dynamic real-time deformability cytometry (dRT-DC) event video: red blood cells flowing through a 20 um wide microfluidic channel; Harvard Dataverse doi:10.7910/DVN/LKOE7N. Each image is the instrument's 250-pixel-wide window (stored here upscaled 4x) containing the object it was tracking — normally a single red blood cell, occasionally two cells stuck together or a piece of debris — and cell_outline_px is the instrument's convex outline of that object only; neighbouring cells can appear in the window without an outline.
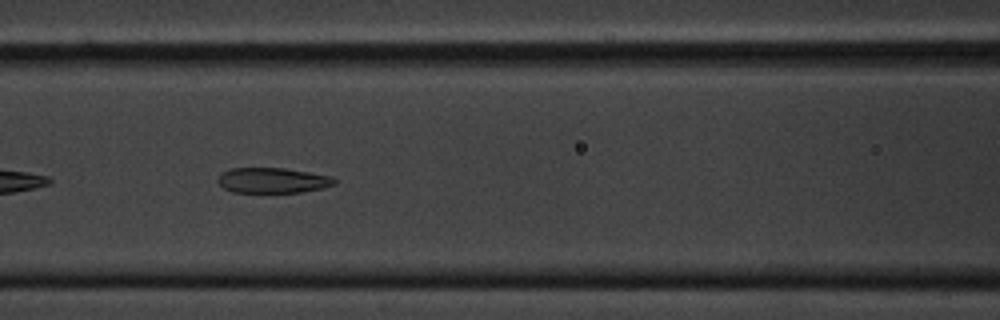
{"species": "common noctule bat (a hibernating species)", "species_latin": "Nyctalus noctula", "temperature_condition": "cold", "stored_images_in_passage": 23, "segment_of_instrument_passage": [1, 2], "camera_frame_rate_fps": 3000, "um_per_image_px": 0.085, "animal": {"sex": "male", "body_mass_g": 20.1, "forearm_length_mm": 53.5}, "frame": {"image": 1, "passage_image": 7, "time_ms": 2.0, "image_size_px": [1000, 320], "cell_outline_px": [[336, 184], [324, 188], [300, 192], [232, 192], [224, 188], [216, 180], [216, 176], [220, 172], [228, 168], [284, 168], [332, 176], [336, 180]], "centroid_in_image_um": [23.14, 15.32], "position_along_channel_um": 143.5, "area_um2": 17.4}}
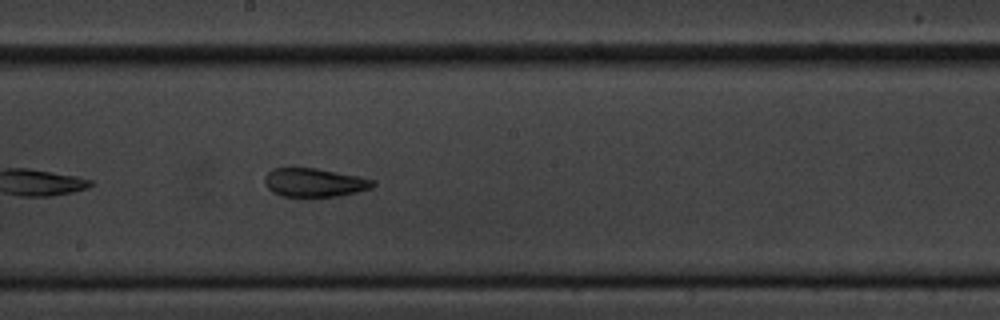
{"frame": {"image": 2, "passage_image": 14, "time_ms": 4.333, "image_size_px": [1000, 320], "cell_outline_px": [[376, 184], [372, 188], [340, 196], [284, 196], [272, 192], [264, 184], [264, 176], [272, 168], [316, 168], [360, 176], [372, 180]], "centroid_in_image_um": [26.71, 15.51], "position_along_channel_um": 221.5, "area_um2": 18.03}}
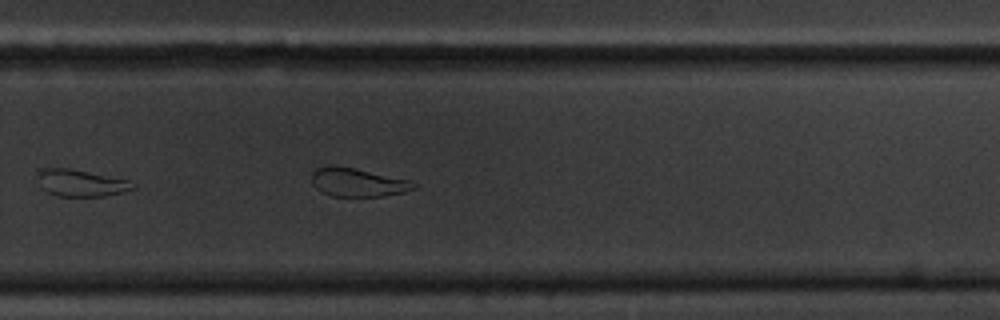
{"frame": {"image": 3, "passage_image": 21, "time_ms": 6.667, "image_size_px": [1000, 320], "cell_outline_px": [[136, 188], [104, 196], [56, 196], [48, 192], [44, 188], [40, 176], [40, 168], [68, 168], [128, 180]], "centroid_in_image_um": [6.9, 15.56], "position_along_channel_um": 322.9, "area_um2": 14.28}}